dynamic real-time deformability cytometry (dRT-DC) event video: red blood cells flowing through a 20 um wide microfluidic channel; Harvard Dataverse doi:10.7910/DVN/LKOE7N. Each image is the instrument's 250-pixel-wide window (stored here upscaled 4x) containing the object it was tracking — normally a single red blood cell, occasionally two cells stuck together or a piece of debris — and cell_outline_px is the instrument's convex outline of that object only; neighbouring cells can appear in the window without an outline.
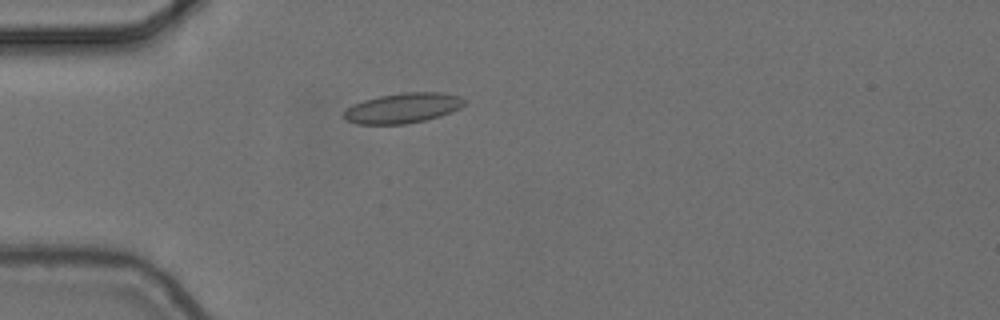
{"species": "common noctule bat (a hibernating species)", "species_latin": "Nyctalus noctula", "temperature_condition": "cold", "stored_images_in_passage": 3, "camera_frame_rate_fps": 3000, "um_per_image_px": 0.085, "animal": {"sex": "female", "body_mass_g": 24.6, "forearm_length_mm": 56.2}, "frame": {"image": 1, "passage_image": 3, "time_ms": 0.667, "image_size_px": [1000, 320], "cell_outline_px": [[464, 104], [460, 108], [452, 112], [440, 116], [424, 120], [404, 124], [356, 124], [348, 120], [344, 116], [344, 112], [352, 104], [364, 100], [380, 96], [404, 92], [440, 92], [460, 96], [464, 100]], "centroid_in_image_um": [34.26, 9.18], "position_along_channel_um": 50.7, "area_um2": 20.98}}